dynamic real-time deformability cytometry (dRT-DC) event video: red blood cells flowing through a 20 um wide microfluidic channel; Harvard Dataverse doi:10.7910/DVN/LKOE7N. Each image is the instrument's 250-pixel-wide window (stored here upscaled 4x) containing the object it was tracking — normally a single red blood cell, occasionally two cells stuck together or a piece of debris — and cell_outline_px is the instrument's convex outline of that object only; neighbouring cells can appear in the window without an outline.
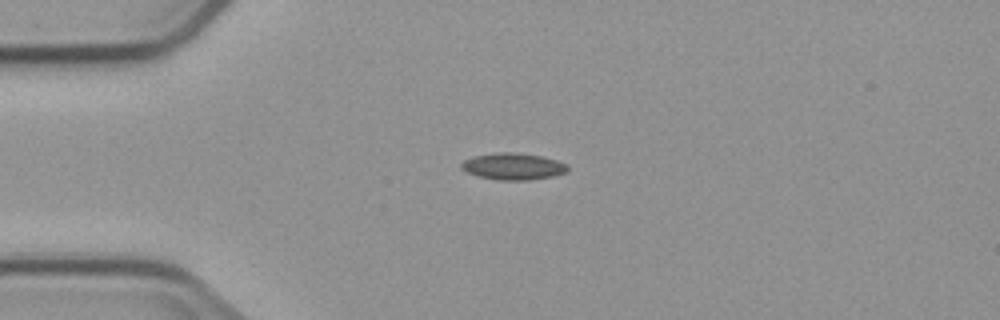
{"species": "common noctule bat (a hibernating species)", "species_latin": "Nyctalus noctula", "temperature_condition": "cold", "stored_images_in_passage": 4, "camera_frame_rate_fps": 3000, "um_per_image_px": 0.085, "animal": {"sex": "male", "body_mass_g": 23.1, "forearm_length_mm": 52.7}, "frame": {"image": 1, "passage_image": 3, "time_ms": 2.333, "image_size_px": [1000, 320], "cell_outline_px": [[568, 172], [552, 176], [528, 180], [500, 180], [480, 176], [468, 172], [460, 168], [460, 164], [464, 160], [476, 156], [500, 152], [516, 152], [540, 156], [556, 160], [568, 164]], "centroid_in_image_um": [43.65, 14.14], "position_along_channel_um": 41.4, "area_um2": 16.36}}